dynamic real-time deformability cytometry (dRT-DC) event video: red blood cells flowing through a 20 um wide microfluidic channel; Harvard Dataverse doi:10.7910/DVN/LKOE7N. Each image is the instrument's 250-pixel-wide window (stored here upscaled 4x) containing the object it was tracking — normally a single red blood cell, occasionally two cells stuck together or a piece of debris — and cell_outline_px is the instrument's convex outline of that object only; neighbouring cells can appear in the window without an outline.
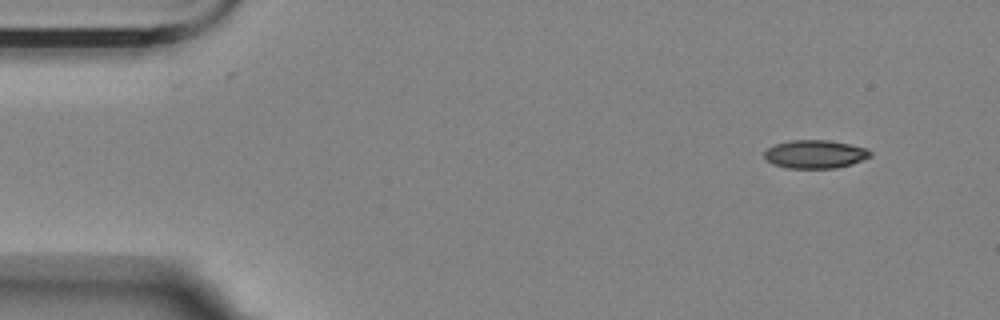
{"species": "Egyptian fruit bat (a non-hibernating species)", "species_latin": "Rousettus aegyptiacus", "temperature_condition": "room temperature", "stored_images_in_passage": 6, "camera_frame_rate_fps": 3000, "um_per_image_px": 0.085, "animal": {"sex": "female"}, "frame": {"image": 1, "passage_image": 1, "time_ms": 0.0, "image_size_px": [1000, 320], "cell_outline_px": [[872, 156], [852, 164], [836, 168], [788, 168], [772, 164], [764, 156], [764, 152], [768, 148], [776, 144], [792, 140], [828, 140], [868, 148], [872, 152]], "centroid_in_image_um": [69.31, 13.11], "position_along_channel_um": 15.7, "area_um2": 17.46}}
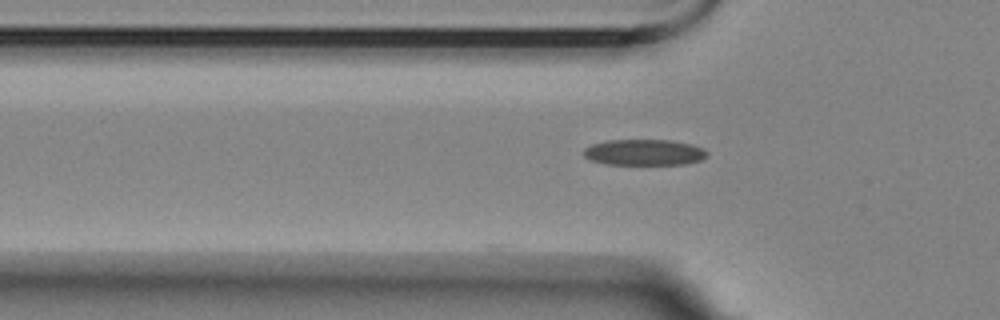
{"frame": {"image": 2, "passage_image": 5, "time_ms": 4.333, "image_size_px": [1000, 320], "cell_outline_px": [[708, 156], [700, 160], [684, 164], [604, 164], [592, 160], [584, 156], [584, 148], [592, 144], [604, 140], [672, 140], [704, 148], [708, 152]], "centroid_in_image_um": [54.75, 12.94], "position_along_channel_um": 71.0, "area_um2": 18.67}}
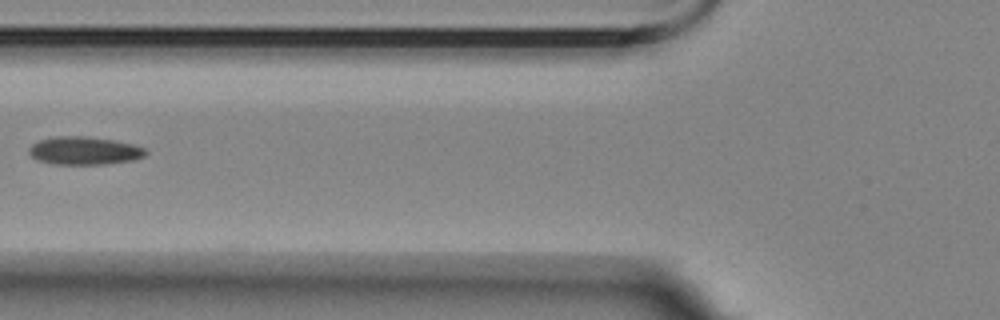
{"frame": {"image": 3, "passage_image": 6, "time_ms": 5.667, "image_size_px": [1000, 320], "cell_outline_px": [[148, 152], [144, 156], [132, 160], [104, 164], [52, 164], [36, 160], [28, 152], [28, 148], [32, 144], [40, 140], [56, 136], [88, 136], [112, 140], [132, 144], [144, 148]], "centroid_in_image_um": [7.13, 12.81], "position_along_channel_um": 118.7, "area_um2": 19.02}}